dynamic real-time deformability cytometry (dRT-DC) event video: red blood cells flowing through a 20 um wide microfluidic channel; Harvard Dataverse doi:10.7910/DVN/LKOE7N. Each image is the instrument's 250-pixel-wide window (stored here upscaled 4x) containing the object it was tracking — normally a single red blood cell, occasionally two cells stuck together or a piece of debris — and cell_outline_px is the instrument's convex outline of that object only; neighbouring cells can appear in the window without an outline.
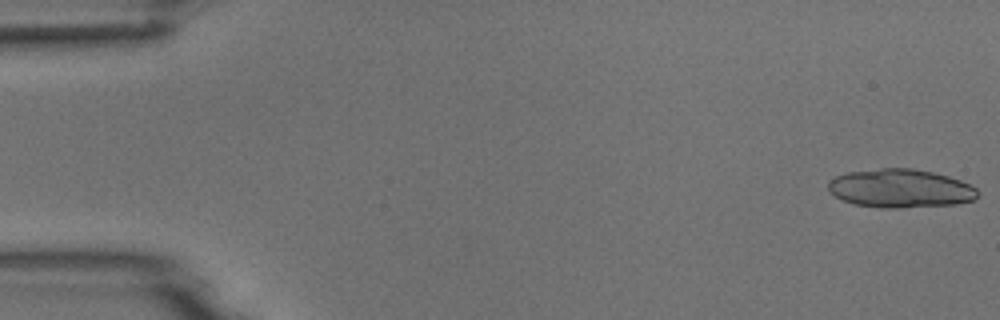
{"species": "common noctule bat (a hibernating species)", "species_latin": "Nyctalus noctula", "temperature_condition": "room temperature", "stored_images_in_passage": 5, "camera_frame_rate_fps": 3000, "um_per_image_px": 0.085, "animal": {"sex": "male", "body_mass_g": 18.8}, "frame": {"image": 1, "passage_image": 1, "time_ms": 0.0, "image_size_px": [1000, 320], "cell_outline_px": [[980, 192], [976, 200], [956, 204], [900, 208], [880, 208], [856, 204], [844, 200], [836, 196], [828, 188], [828, 180], [836, 176], [848, 172], [880, 168], [912, 168], [932, 172], [948, 176], [960, 180], [976, 188]], "centroid_in_image_um": [76.57, 16.02], "position_along_channel_um": 8.4, "area_um2": 33.64}}